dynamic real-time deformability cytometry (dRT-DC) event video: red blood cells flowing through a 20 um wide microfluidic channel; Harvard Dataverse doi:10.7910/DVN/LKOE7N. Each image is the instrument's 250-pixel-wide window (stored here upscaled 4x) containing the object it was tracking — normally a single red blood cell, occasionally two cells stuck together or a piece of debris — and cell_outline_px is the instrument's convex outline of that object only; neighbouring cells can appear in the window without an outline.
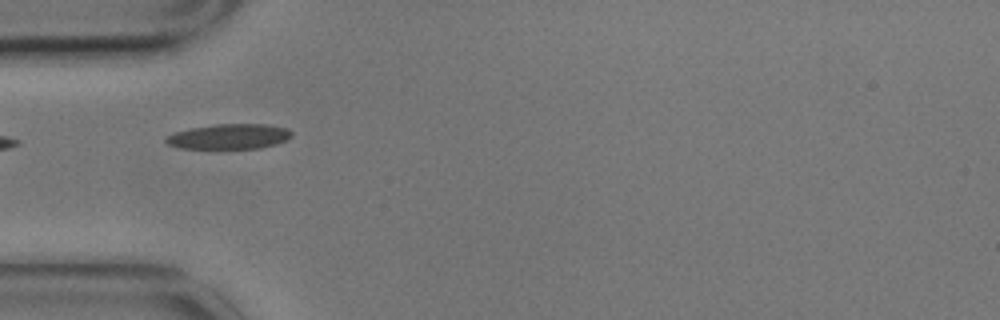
{"species": "common noctule bat (a hibernating species)", "species_latin": "Nyctalus noctula", "temperature_condition": "cold", "stored_images_in_passage": 5, "camera_frame_rate_fps": 3000, "um_per_image_px": 0.085, "animal": {"sex": "male", "body_mass_g": 17.9}, "frame": {"image": 1, "passage_image": 1, "time_ms": 0.0, "image_size_px": [1000, 320], "cell_outline_px": [[292, 136], [276, 144], [260, 148], [180, 148], [168, 144], [164, 140], [168, 136], [176, 132], [192, 128], [216, 124], [264, 124], [288, 128], [292, 132]], "centroid_in_image_um": [19.51, 11.6], "position_along_channel_um": 65.5, "area_um2": 18.15}}